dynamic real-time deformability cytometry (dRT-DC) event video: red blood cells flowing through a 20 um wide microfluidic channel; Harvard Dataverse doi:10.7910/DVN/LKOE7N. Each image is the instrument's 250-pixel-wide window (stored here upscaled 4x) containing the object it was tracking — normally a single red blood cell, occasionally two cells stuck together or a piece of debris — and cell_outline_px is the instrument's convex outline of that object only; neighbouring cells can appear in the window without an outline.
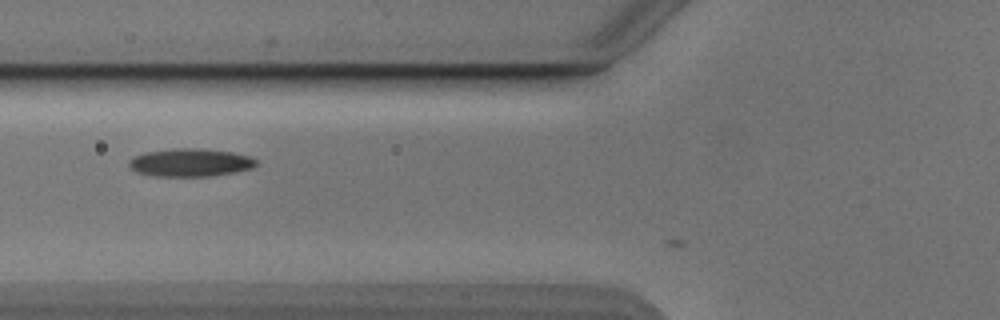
{"species": "Egyptian fruit bat (a non-hibernating species)", "species_latin": "Rousettus aegyptiacus", "temperature_condition": "cold", "stored_images_in_passage": 7, "camera_frame_rate_fps": 3000, "um_per_image_px": 0.085, "animal": {"sex": "male"}, "frame": {"image": 1, "passage_image": 5, "time_ms": 1.333, "image_size_px": [1000, 320], "cell_outline_px": [[260, 164], [252, 168], [236, 172], [212, 176], [152, 176], [136, 172], [128, 168], [128, 160], [144, 152], [172, 148], [196, 148], [232, 152], [252, 156]], "centroid_in_image_um": [16.18, 13.82], "position_along_channel_um": 109.6, "area_um2": 21.1}}